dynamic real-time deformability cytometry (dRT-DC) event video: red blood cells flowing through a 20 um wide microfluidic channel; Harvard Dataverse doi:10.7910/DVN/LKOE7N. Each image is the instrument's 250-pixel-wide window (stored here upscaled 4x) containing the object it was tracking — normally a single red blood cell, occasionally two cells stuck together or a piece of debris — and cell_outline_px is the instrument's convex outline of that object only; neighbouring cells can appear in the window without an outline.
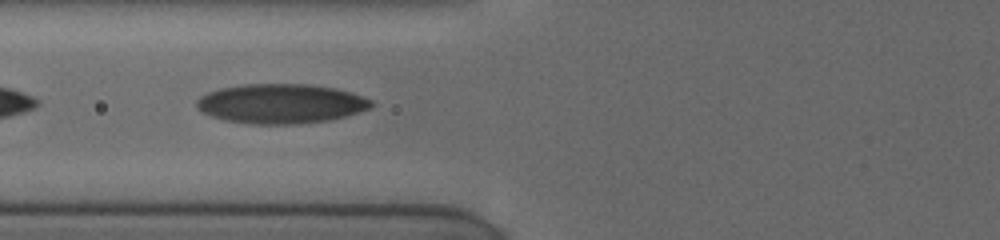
{"species": "human", "species_latin": "Homo sapiens", "temperature_condition": "cold", "stored_images_in_passage": 23, "camera_frame_rate_fps": 3000, "um_per_image_px": 0.085, "donor": {"sex": "female"}, "frame": {"image": 1, "passage_image": 4, "time_ms": 1.667, "image_size_px": [1000, 240], "cell_outline_px": [[372, 104], [368, 108], [344, 116], [328, 120], [292, 124], [252, 124], [224, 120], [200, 112], [196, 108], [196, 100], [200, 96], [208, 92], [220, 88], [244, 84], [312, 84], [336, 88], [352, 92], [372, 100]], "centroid_in_image_um": [23.82, 8.8], "position_along_channel_um": 102.0, "area_um2": 40.23}}
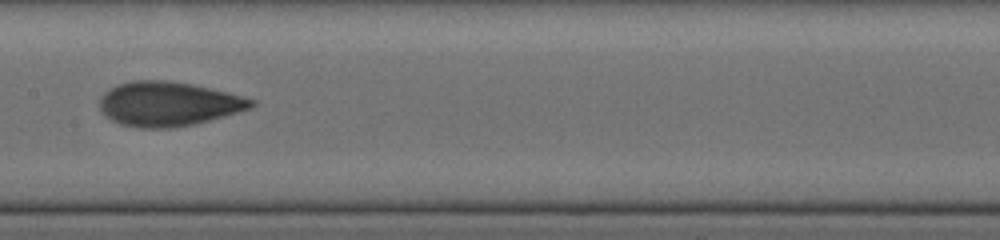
{"frame": {"image": 2, "passage_image": 8, "time_ms": 4.0, "image_size_px": [1000, 240], "cell_outline_px": [[256, 104], [252, 108], [224, 116], [192, 124], [172, 128], [140, 128], [120, 124], [104, 116], [100, 108], [100, 100], [104, 92], [120, 84], [132, 80], [168, 80], [192, 84], [228, 92], [256, 100]], "centroid_in_image_um": [14.32, 8.83], "position_along_channel_um": 193.1, "area_um2": 39.19}}
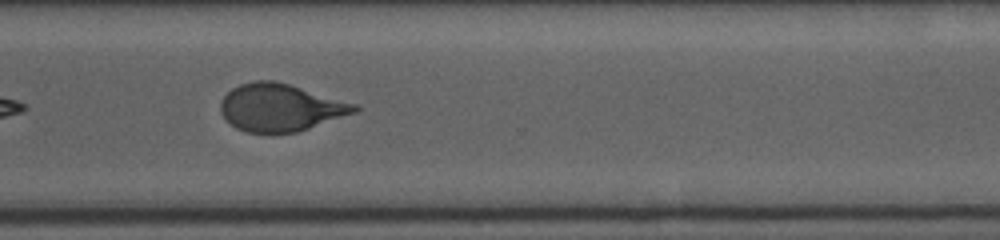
{"frame": {"image": 3, "passage_image": 16, "time_ms": 8.0, "image_size_px": [1000, 240], "cell_outline_px": [[360, 108], [356, 112], [296, 132], [248, 132], [236, 128], [220, 112], [220, 100], [232, 88], [240, 84], [256, 80], [272, 80], [288, 84], [356, 104]], "centroid_in_image_um": [23.8, 9.13], "position_along_channel_um": 346.8, "area_um2": 36.41}, "authors_computed_cell_mechanics": {"area_um2": 37.9746, "velocity_mm_per_s": 3.8528, "shape_relaxation_time_tau1_ms": 4.7196, "shape_relaxation_time_tau2_ms": 1.0372, "deformation_change_tau1": 0.1686, "deformation_change_tau2": 0.0727}}